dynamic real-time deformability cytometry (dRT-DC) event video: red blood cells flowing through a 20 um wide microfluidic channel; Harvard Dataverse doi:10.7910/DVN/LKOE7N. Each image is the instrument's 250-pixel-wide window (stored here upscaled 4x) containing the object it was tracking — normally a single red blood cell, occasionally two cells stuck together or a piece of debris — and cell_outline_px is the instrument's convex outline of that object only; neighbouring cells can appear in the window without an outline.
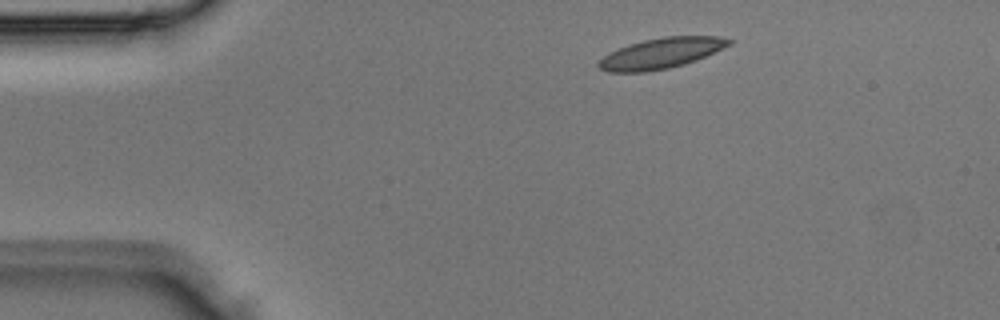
{"species": "Egyptian fruit bat (a non-hibernating species)", "species_latin": "Rousettus aegyptiacus", "temperature_condition": "room temperature", "stored_images_in_passage": 2, "camera_frame_rate_fps": 3000, "um_per_image_px": 0.085, "animal": {"sex": "male"}, "frame": {"image": 1, "passage_image": 1, "time_ms": 0.0, "image_size_px": [1000, 320], "cell_outline_px": [[732, 44], [696, 60], [684, 64], [668, 68], [648, 72], [608, 72], [600, 68], [596, 64], [608, 52], [628, 44], [644, 40], [664, 36], [716, 36], [732, 40]], "centroid_in_image_um": [56.17, 4.53], "position_along_channel_um": 28.8, "area_um2": 23.18}}